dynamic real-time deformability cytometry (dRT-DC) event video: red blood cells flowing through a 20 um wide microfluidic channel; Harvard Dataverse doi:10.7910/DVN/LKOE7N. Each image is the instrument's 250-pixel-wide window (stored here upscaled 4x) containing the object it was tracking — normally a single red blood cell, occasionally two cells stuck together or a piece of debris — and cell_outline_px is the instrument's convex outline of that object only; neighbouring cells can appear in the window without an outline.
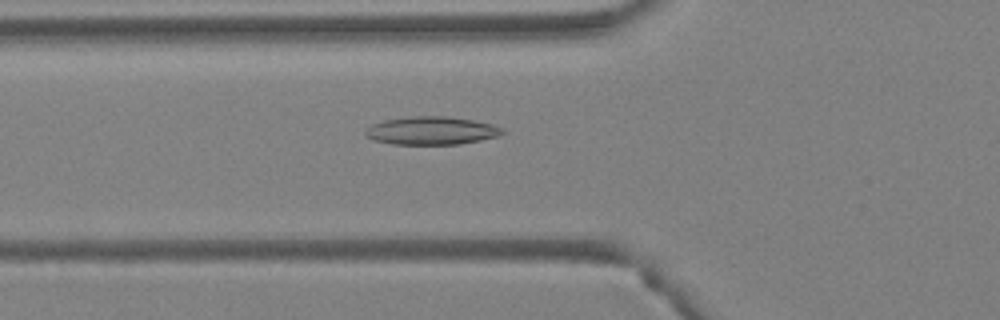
{"species": "Egyptian fruit bat (a non-hibernating species)", "species_latin": "Rousettus aegyptiacus", "temperature_condition": "warm", "stored_images_in_passage": 39, "camera_frame_rate_fps": 3000, "um_per_image_px": 0.085, "animal": {"sex": "female"}, "frame": {"image": 1, "passage_image": 8, "time_ms": 2.333, "image_size_px": [1000, 320], "cell_outline_px": [[504, 132], [496, 136], [480, 140], [460, 144], [392, 144], [372, 140], [364, 136], [364, 132], [372, 124], [384, 120], [412, 116], [448, 116], [472, 120], [492, 124], [504, 128]], "centroid_in_image_um": [36.64, 11.1], "position_along_channel_um": 89.2, "area_um2": 22.43}}
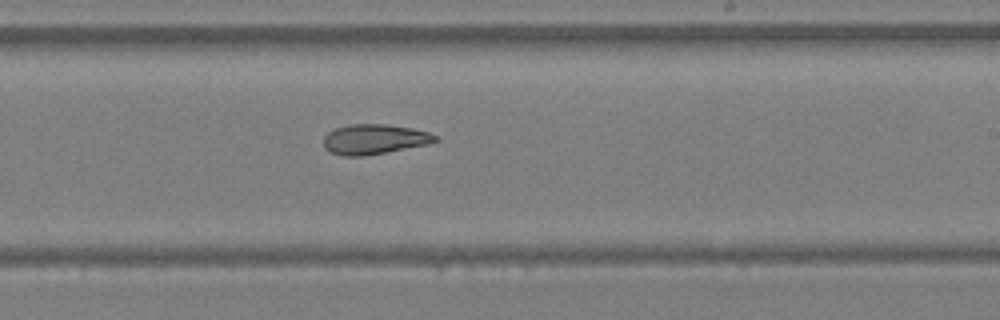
{"frame": {"image": 2, "passage_image": 20, "time_ms": 6.333, "image_size_px": [1000, 320], "cell_outline_px": [[440, 140], [428, 144], [364, 156], [344, 156], [328, 152], [324, 148], [324, 136], [328, 132], [336, 128], [348, 124], [388, 124], [412, 128], [428, 132], [436, 136]], "centroid_in_image_um": [31.79, 11.83], "position_along_channel_um": 257.2, "area_um2": 19.59}}
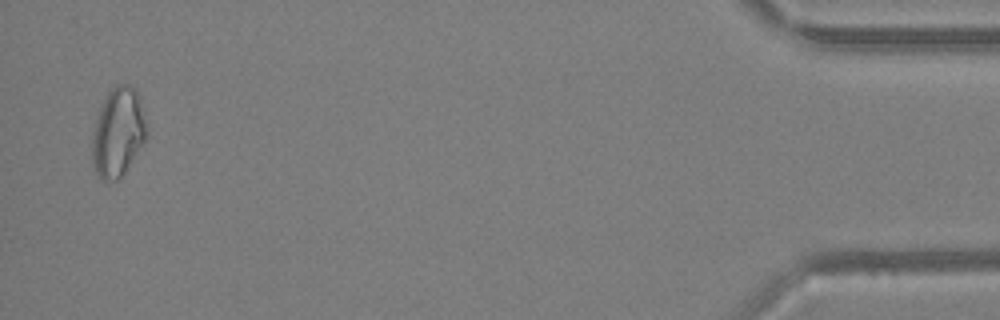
{"frame": {"image": 3, "passage_image": 38, "time_ms": 12.333, "image_size_px": [1000, 320], "cell_outline_px": [[148, 136], [144, 144], [124, 172], [116, 180], [104, 180], [96, 172], [92, 164], [92, 128], [100, 104], [108, 92], [116, 84], [128, 84], [136, 88], [148, 132]], "centroid_in_image_um": [10.02, 11.21], "position_along_channel_um": 425.2, "area_um2": 28.44}}